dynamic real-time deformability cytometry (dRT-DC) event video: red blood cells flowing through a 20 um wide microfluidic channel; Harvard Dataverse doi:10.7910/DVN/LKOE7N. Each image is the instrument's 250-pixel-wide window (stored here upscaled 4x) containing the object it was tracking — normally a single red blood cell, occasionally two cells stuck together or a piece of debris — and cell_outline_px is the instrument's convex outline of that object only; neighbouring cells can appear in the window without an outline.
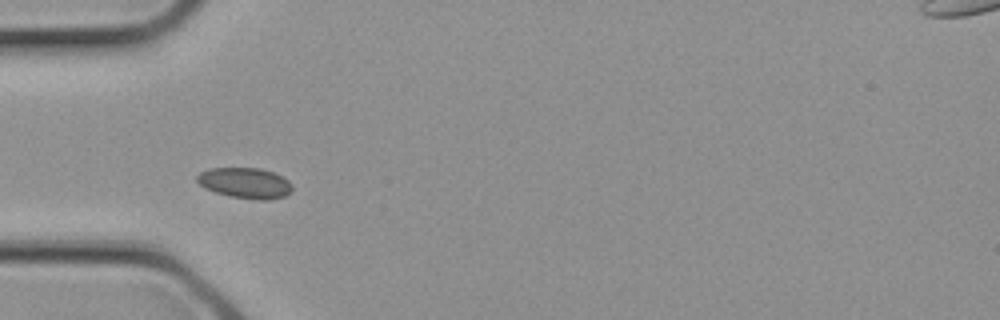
{"species": "common noctule bat (a hibernating species)", "species_latin": "Nyctalus noctula", "temperature_condition": "cold", "stored_images_in_passage": 1, "camera_frame_rate_fps": 3000, "um_per_image_px": 0.085, "animal": {"sex": "female", "body_mass_g": 21.9}, "frame": {"image": 1, "passage_image": 1, "time_ms": 0.0, "image_size_px": [1000, 320], "cell_outline_px": [[292, 192], [284, 196], [268, 200], [256, 200], [228, 196], [204, 188], [196, 180], [196, 176], [200, 172], [208, 168], [260, 168], [284, 176], [292, 184]], "centroid_in_image_um": [20.85, 15.55], "position_along_channel_um": 64.2, "area_um2": 17.22}}